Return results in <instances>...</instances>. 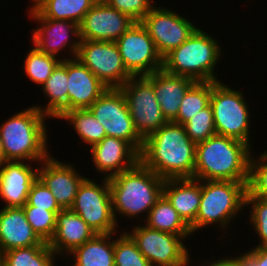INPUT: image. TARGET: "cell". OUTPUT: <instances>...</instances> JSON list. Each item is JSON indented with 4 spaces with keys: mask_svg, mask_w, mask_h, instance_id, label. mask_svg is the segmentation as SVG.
I'll use <instances>...</instances> for the list:
<instances>
[{
    "mask_svg": "<svg viewBox=\"0 0 267 266\" xmlns=\"http://www.w3.org/2000/svg\"><path fill=\"white\" fill-rule=\"evenodd\" d=\"M210 106L216 134L250 144V114L242 91L231 89L220 81L212 82Z\"/></svg>",
    "mask_w": 267,
    "mask_h": 266,
    "instance_id": "obj_7",
    "label": "cell"
},
{
    "mask_svg": "<svg viewBox=\"0 0 267 266\" xmlns=\"http://www.w3.org/2000/svg\"><path fill=\"white\" fill-rule=\"evenodd\" d=\"M68 111L89 108L107 87L76 57L67 59Z\"/></svg>",
    "mask_w": 267,
    "mask_h": 266,
    "instance_id": "obj_20",
    "label": "cell"
},
{
    "mask_svg": "<svg viewBox=\"0 0 267 266\" xmlns=\"http://www.w3.org/2000/svg\"><path fill=\"white\" fill-rule=\"evenodd\" d=\"M220 42L197 28L178 48L163 58V69L199 82H217L215 65L221 54Z\"/></svg>",
    "mask_w": 267,
    "mask_h": 266,
    "instance_id": "obj_5",
    "label": "cell"
},
{
    "mask_svg": "<svg viewBox=\"0 0 267 266\" xmlns=\"http://www.w3.org/2000/svg\"><path fill=\"white\" fill-rule=\"evenodd\" d=\"M67 59L62 61L53 70L50 77L42 84V91L49 100L43 108L41 105H34L47 117L59 119L68 111V88H67Z\"/></svg>",
    "mask_w": 267,
    "mask_h": 266,
    "instance_id": "obj_26",
    "label": "cell"
},
{
    "mask_svg": "<svg viewBox=\"0 0 267 266\" xmlns=\"http://www.w3.org/2000/svg\"><path fill=\"white\" fill-rule=\"evenodd\" d=\"M146 76L152 81L163 116L167 121H173L187 90L196 81L189 77L170 74L163 68Z\"/></svg>",
    "mask_w": 267,
    "mask_h": 266,
    "instance_id": "obj_23",
    "label": "cell"
},
{
    "mask_svg": "<svg viewBox=\"0 0 267 266\" xmlns=\"http://www.w3.org/2000/svg\"><path fill=\"white\" fill-rule=\"evenodd\" d=\"M39 22L40 27L33 29L31 37L34 46L41 52L58 56V53L69 47L70 57L75 58L80 46V30L79 25L69 20H56L48 18H30ZM72 35V36H70ZM75 37L71 39V37ZM71 39V40H70ZM68 45V46H67ZM72 55V56H71Z\"/></svg>",
    "mask_w": 267,
    "mask_h": 266,
    "instance_id": "obj_16",
    "label": "cell"
},
{
    "mask_svg": "<svg viewBox=\"0 0 267 266\" xmlns=\"http://www.w3.org/2000/svg\"><path fill=\"white\" fill-rule=\"evenodd\" d=\"M61 61L62 58L43 53L33 46L26 55L24 71L31 81L42 85Z\"/></svg>",
    "mask_w": 267,
    "mask_h": 266,
    "instance_id": "obj_32",
    "label": "cell"
},
{
    "mask_svg": "<svg viewBox=\"0 0 267 266\" xmlns=\"http://www.w3.org/2000/svg\"><path fill=\"white\" fill-rule=\"evenodd\" d=\"M76 58L107 88H121L132 77L115 42L81 40Z\"/></svg>",
    "mask_w": 267,
    "mask_h": 266,
    "instance_id": "obj_12",
    "label": "cell"
},
{
    "mask_svg": "<svg viewBox=\"0 0 267 266\" xmlns=\"http://www.w3.org/2000/svg\"><path fill=\"white\" fill-rule=\"evenodd\" d=\"M186 134L196 144L216 134L213 111L210 104L193 115L185 124Z\"/></svg>",
    "mask_w": 267,
    "mask_h": 266,
    "instance_id": "obj_35",
    "label": "cell"
},
{
    "mask_svg": "<svg viewBox=\"0 0 267 266\" xmlns=\"http://www.w3.org/2000/svg\"><path fill=\"white\" fill-rule=\"evenodd\" d=\"M140 23L147 30L162 58L183 44L198 28L183 15L161 5L154 6Z\"/></svg>",
    "mask_w": 267,
    "mask_h": 266,
    "instance_id": "obj_14",
    "label": "cell"
},
{
    "mask_svg": "<svg viewBox=\"0 0 267 266\" xmlns=\"http://www.w3.org/2000/svg\"><path fill=\"white\" fill-rule=\"evenodd\" d=\"M115 233L96 234L71 253L74 258L72 266H115L114 240Z\"/></svg>",
    "mask_w": 267,
    "mask_h": 266,
    "instance_id": "obj_27",
    "label": "cell"
},
{
    "mask_svg": "<svg viewBox=\"0 0 267 266\" xmlns=\"http://www.w3.org/2000/svg\"><path fill=\"white\" fill-rule=\"evenodd\" d=\"M245 206L251 207V210H249L251 212L249 214V221L253 225V229L256 231L255 233L260 238V244L257 246L267 245V199L252 196L247 191Z\"/></svg>",
    "mask_w": 267,
    "mask_h": 266,
    "instance_id": "obj_36",
    "label": "cell"
},
{
    "mask_svg": "<svg viewBox=\"0 0 267 266\" xmlns=\"http://www.w3.org/2000/svg\"><path fill=\"white\" fill-rule=\"evenodd\" d=\"M101 181L103 183L97 184L86 177L80 184L70 209L96 234L117 233L119 228L113 214L109 179L103 177Z\"/></svg>",
    "mask_w": 267,
    "mask_h": 266,
    "instance_id": "obj_8",
    "label": "cell"
},
{
    "mask_svg": "<svg viewBox=\"0 0 267 266\" xmlns=\"http://www.w3.org/2000/svg\"><path fill=\"white\" fill-rule=\"evenodd\" d=\"M59 119L70 122L78 136L89 147L102 141L106 136L103 125L86 109H72L65 112Z\"/></svg>",
    "mask_w": 267,
    "mask_h": 266,
    "instance_id": "obj_30",
    "label": "cell"
},
{
    "mask_svg": "<svg viewBox=\"0 0 267 266\" xmlns=\"http://www.w3.org/2000/svg\"><path fill=\"white\" fill-rule=\"evenodd\" d=\"M24 161H3L0 164V198L4 207H23L32 183L37 179L38 167ZM31 166H30V165Z\"/></svg>",
    "mask_w": 267,
    "mask_h": 266,
    "instance_id": "obj_19",
    "label": "cell"
},
{
    "mask_svg": "<svg viewBox=\"0 0 267 266\" xmlns=\"http://www.w3.org/2000/svg\"><path fill=\"white\" fill-rule=\"evenodd\" d=\"M163 195L190 227L200 207L201 180L193 178L165 179Z\"/></svg>",
    "mask_w": 267,
    "mask_h": 266,
    "instance_id": "obj_24",
    "label": "cell"
},
{
    "mask_svg": "<svg viewBox=\"0 0 267 266\" xmlns=\"http://www.w3.org/2000/svg\"><path fill=\"white\" fill-rule=\"evenodd\" d=\"M251 151L247 143L214 134L196 144L194 179L248 182Z\"/></svg>",
    "mask_w": 267,
    "mask_h": 266,
    "instance_id": "obj_2",
    "label": "cell"
},
{
    "mask_svg": "<svg viewBox=\"0 0 267 266\" xmlns=\"http://www.w3.org/2000/svg\"><path fill=\"white\" fill-rule=\"evenodd\" d=\"M4 161V154H3V148H2V142L0 138V164Z\"/></svg>",
    "mask_w": 267,
    "mask_h": 266,
    "instance_id": "obj_42",
    "label": "cell"
},
{
    "mask_svg": "<svg viewBox=\"0 0 267 266\" xmlns=\"http://www.w3.org/2000/svg\"><path fill=\"white\" fill-rule=\"evenodd\" d=\"M120 89L135 129L143 140L167 122L157 102L152 81L147 76H132Z\"/></svg>",
    "mask_w": 267,
    "mask_h": 266,
    "instance_id": "obj_9",
    "label": "cell"
},
{
    "mask_svg": "<svg viewBox=\"0 0 267 266\" xmlns=\"http://www.w3.org/2000/svg\"><path fill=\"white\" fill-rule=\"evenodd\" d=\"M56 253L46 245L7 250L0 255V266H55Z\"/></svg>",
    "mask_w": 267,
    "mask_h": 266,
    "instance_id": "obj_29",
    "label": "cell"
},
{
    "mask_svg": "<svg viewBox=\"0 0 267 266\" xmlns=\"http://www.w3.org/2000/svg\"><path fill=\"white\" fill-rule=\"evenodd\" d=\"M136 242L138 249L153 266H189V249L180 235H174L149 228L135 226L127 232Z\"/></svg>",
    "mask_w": 267,
    "mask_h": 266,
    "instance_id": "obj_11",
    "label": "cell"
},
{
    "mask_svg": "<svg viewBox=\"0 0 267 266\" xmlns=\"http://www.w3.org/2000/svg\"><path fill=\"white\" fill-rule=\"evenodd\" d=\"M136 21L98 0L79 25L81 40L117 41Z\"/></svg>",
    "mask_w": 267,
    "mask_h": 266,
    "instance_id": "obj_15",
    "label": "cell"
},
{
    "mask_svg": "<svg viewBox=\"0 0 267 266\" xmlns=\"http://www.w3.org/2000/svg\"><path fill=\"white\" fill-rule=\"evenodd\" d=\"M202 266H241V256H235L234 258L230 256V258H221L215 261L203 264Z\"/></svg>",
    "mask_w": 267,
    "mask_h": 266,
    "instance_id": "obj_41",
    "label": "cell"
},
{
    "mask_svg": "<svg viewBox=\"0 0 267 266\" xmlns=\"http://www.w3.org/2000/svg\"><path fill=\"white\" fill-rule=\"evenodd\" d=\"M96 235L88 224L71 209H62L56 214V228L49 247L57 256H67L76 247L83 245ZM60 254V255H58Z\"/></svg>",
    "mask_w": 267,
    "mask_h": 266,
    "instance_id": "obj_22",
    "label": "cell"
},
{
    "mask_svg": "<svg viewBox=\"0 0 267 266\" xmlns=\"http://www.w3.org/2000/svg\"><path fill=\"white\" fill-rule=\"evenodd\" d=\"M115 43L132 76L150 75L163 68V58L140 22H135Z\"/></svg>",
    "mask_w": 267,
    "mask_h": 266,
    "instance_id": "obj_13",
    "label": "cell"
},
{
    "mask_svg": "<svg viewBox=\"0 0 267 266\" xmlns=\"http://www.w3.org/2000/svg\"><path fill=\"white\" fill-rule=\"evenodd\" d=\"M250 158L249 181L247 191L256 197L267 199V150L258 156Z\"/></svg>",
    "mask_w": 267,
    "mask_h": 266,
    "instance_id": "obj_37",
    "label": "cell"
},
{
    "mask_svg": "<svg viewBox=\"0 0 267 266\" xmlns=\"http://www.w3.org/2000/svg\"><path fill=\"white\" fill-rule=\"evenodd\" d=\"M22 208L33 231L42 241L49 243L55 234L56 214L34 206H23Z\"/></svg>",
    "mask_w": 267,
    "mask_h": 266,
    "instance_id": "obj_34",
    "label": "cell"
},
{
    "mask_svg": "<svg viewBox=\"0 0 267 266\" xmlns=\"http://www.w3.org/2000/svg\"><path fill=\"white\" fill-rule=\"evenodd\" d=\"M195 154L184 125L167 121L144 140L140 161L163 179H194Z\"/></svg>",
    "mask_w": 267,
    "mask_h": 266,
    "instance_id": "obj_1",
    "label": "cell"
},
{
    "mask_svg": "<svg viewBox=\"0 0 267 266\" xmlns=\"http://www.w3.org/2000/svg\"><path fill=\"white\" fill-rule=\"evenodd\" d=\"M114 262L115 266H153L127 231L114 240Z\"/></svg>",
    "mask_w": 267,
    "mask_h": 266,
    "instance_id": "obj_33",
    "label": "cell"
},
{
    "mask_svg": "<svg viewBox=\"0 0 267 266\" xmlns=\"http://www.w3.org/2000/svg\"><path fill=\"white\" fill-rule=\"evenodd\" d=\"M50 154L39 163L37 178L50 189L61 209H70L80 184L86 177L72 164L60 162Z\"/></svg>",
    "mask_w": 267,
    "mask_h": 266,
    "instance_id": "obj_17",
    "label": "cell"
},
{
    "mask_svg": "<svg viewBox=\"0 0 267 266\" xmlns=\"http://www.w3.org/2000/svg\"><path fill=\"white\" fill-rule=\"evenodd\" d=\"M30 18L69 20L80 25L86 13L98 0H32ZM32 7V8H31Z\"/></svg>",
    "mask_w": 267,
    "mask_h": 266,
    "instance_id": "obj_25",
    "label": "cell"
},
{
    "mask_svg": "<svg viewBox=\"0 0 267 266\" xmlns=\"http://www.w3.org/2000/svg\"><path fill=\"white\" fill-rule=\"evenodd\" d=\"M165 179L139 161L132 168L109 178L114 218L123 214L127 218L146 217L163 194ZM117 213V215H116Z\"/></svg>",
    "mask_w": 267,
    "mask_h": 266,
    "instance_id": "obj_3",
    "label": "cell"
},
{
    "mask_svg": "<svg viewBox=\"0 0 267 266\" xmlns=\"http://www.w3.org/2000/svg\"><path fill=\"white\" fill-rule=\"evenodd\" d=\"M46 118L49 117L31 106L1 123L4 161L40 163L50 155L47 149Z\"/></svg>",
    "mask_w": 267,
    "mask_h": 266,
    "instance_id": "obj_4",
    "label": "cell"
},
{
    "mask_svg": "<svg viewBox=\"0 0 267 266\" xmlns=\"http://www.w3.org/2000/svg\"><path fill=\"white\" fill-rule=\"evenodd\" d=\"M93 164L104 178H112L140 161V153L127 141L106 136L90 147Z\"/></svg>",
    "mask_w": 267,
    "mask_h": 266,
    "instance_id": "obj_18",
    "label": "cell"
},
{
    "mask_svg": "<svg viewBox=\"0 0 267 266\" xmlns=\"http://www.w3.org/2000/svg\"><path fill=\"white\" fill-rule=\"evenodd\" d=\"M24 206H34L57 214L62 209L57 204L54 195L38 178L32 183L28 199Z\"/></svg>",
    "mask_w": 267,
    "mask_h": 266,
    "instance_id": "obj_38",
    "label": "cell"
},
{
    "mask_svg": "<svg viewBox=\"0 0 267 266\" xmlns=\"http://www.w3.org/2000/svg\"><path fill=\"white\" fill-rule=\"evenodd\" d=\"M212 82L196 81L186 92L177 117L173 120L184 125L193 115L210 104Z\"/></svg>",
    "mask_w": 267,
    "mask_h": 266,
    "instance_id": "obj_31",
    "label": "cell"
},
{
    "mask_svg": "<svg viewBox=\"0 0 267 266\" xmlns=\"http://www.w3.org/2000/svg\"><path fill=\"white\" fill-rule=\"evenodd\" d=\"M240 256L241 266H267V245L256 246Z\"/></svg>",
    "mask_w": 267,
    "mask_h": 266,
    "instance_id": "obj_40",
    "label": "cell"
},
{
    "mask_svg": "<svg viewBox=\"0 0 267 266\" xmlns=\"http://www.w3.org/2000/svg\"><path fill=\"white\" fill-rule=\"evenodd\" d=\"M110 7L115 8L140 22L154 7L152 0H103Z\"/></svg>",
    "mask_w": 267,
    "mask_h": 266,
    "instance_id": "obj_39",
    "label": "cell"
},
{
    "mask_svg": "<svg viewBox=\"0 0 267 266\" xmlns=\"http://www.w3.org/2000/svg\"><path fill=\"white\" fill-rule=\"evenodd\" d=\"M46 244L33 231L22 207L0 210V255L7 250Z\"/></svg>",
    "mask_w": 267,
    "mask_h": 266,
    "instance_id": "obj_21",
    "label": "cell"
},
{
    "mask_svg": "<svg viewBox=\"0 0 267 266\" xmlns=\"http://www.w3.org/2000/svg\"><path fill=\"white\" fill-rule=\"evenodd\" d=\"M88 109L103 125L107 136L123 139L141 153L144 140L135 129L120 88H107Z\"/></svg>",
    "mask_w": 267,
    "mask_h": 266,
    "instance_id": "obj_10",
    "label": "cell"
},
{
    "mask_svg": "<svg viewBox=\"0 0 267 266\" xmlns=\"http://www.w3.org/2000/svg\"><path fill=\"white\" fill-rule=\"evenodd\" d=\"M247 185L248 182L201 180L200 207L190 226L192 234L215 223L222 230L228 228L245 207Z\"/></svg>",
    "mask_w": 267,
    "mask_h": 266,
    "instance_id": "obj_6",
    "label": "cell"
},
{
    "mask_svg": "<svg viewBox=\"0 0 267 266\" xmlns=\"http://www.w3.org/2000/svg\"><path fill=\"white\" fill-rule=\"evenodd\" d=\"M145 219L146 224L144 225L149 228L180 235L185 239L192 235L190 227L179 216L178 212L163 194L150 209Z\"/></svg>",
    "mask_w": 267,
    "mask_h": 266,
    "instance_id": "obj_28",
    "label": "cell"
}]
</instances>
